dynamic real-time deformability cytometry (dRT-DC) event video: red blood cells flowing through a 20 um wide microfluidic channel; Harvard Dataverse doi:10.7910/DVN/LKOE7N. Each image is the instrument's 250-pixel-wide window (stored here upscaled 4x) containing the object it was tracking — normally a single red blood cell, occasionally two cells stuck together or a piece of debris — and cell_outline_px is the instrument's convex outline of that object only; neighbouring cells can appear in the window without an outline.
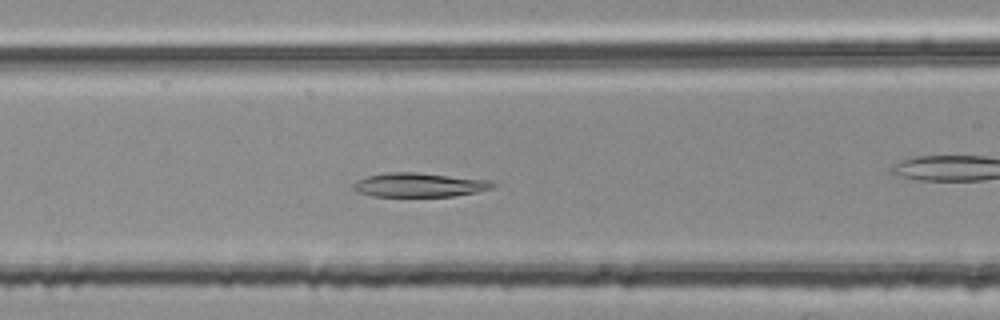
{"species": "common noctule bat (a hibernating species)", "species_latin": "Nyctalus noctula", "temperature_condition": "room temperature", "stored_images_in_passage": 51, "camera_frame_rate_fps": 3000, "um_per_image_px": 0.085, "animal": {"sex": "female", "body_mass_g": 25.1}, "frame": {"image": 1, "passage_image": 21, "time_ms": 6.667, "image_size_px": [1000, 320], "cell_outline_px": [[496, 184], [492, 188], [476, 192], [452, 196], [372, 196], [356, 192], [352, 188], [352, 184], [368, 176], [384, 172], [416, 172], [492, 180]], "centroid_in_image_um": [35.64, 15.71], "position_along_channel_um": 131.0, "area_um2": 19.59}}
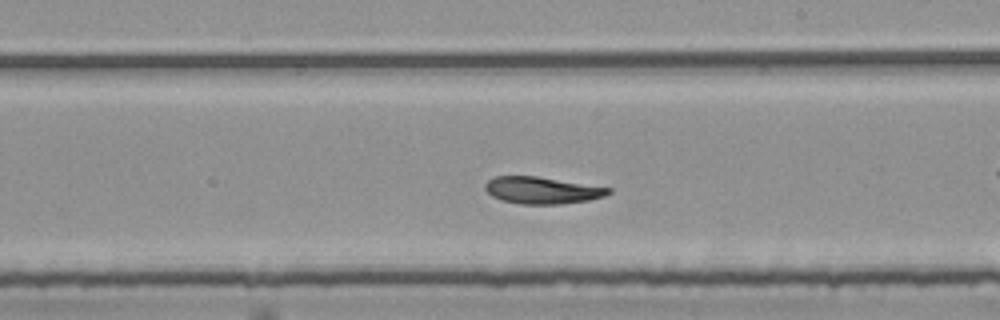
{"frame": {"image": 2, "passage_image": 30, "time_ms": 9.667, "image_size_px": [1000, 320], "cell_outline_px": [[612, 192], [604, 196], [588, 200], [560, 204], [520, 204], [500, 200], [492, 196], [484, 188], [484, 184], [488, 180], [496, 176], [536, 176], [612, 188]], "centroid_in_image_um": [46.06, 16.17], "position_along_channel_um": 242.9, "area_um2": 19.31}}
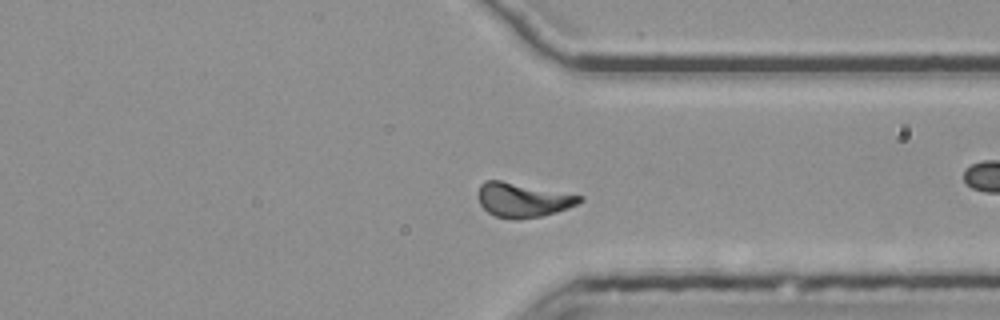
{"frame": {"image": 3, "passage_image": 40, "time_ms": 13.0, "image_size_px": [1000, 320], "cell_outline_px": [[584, 200], [568, 208], [556, 212], [540, 216], [516, 220], [512, 220], [496, 216], [488, 212], [480, 204], [480, 184], [484, 180], [500, 180], [584, 196]], "centroid_in_image_um": [44.46, 17.0], "position_along_channel_um": 366.9, "area_um2": 20.11}}